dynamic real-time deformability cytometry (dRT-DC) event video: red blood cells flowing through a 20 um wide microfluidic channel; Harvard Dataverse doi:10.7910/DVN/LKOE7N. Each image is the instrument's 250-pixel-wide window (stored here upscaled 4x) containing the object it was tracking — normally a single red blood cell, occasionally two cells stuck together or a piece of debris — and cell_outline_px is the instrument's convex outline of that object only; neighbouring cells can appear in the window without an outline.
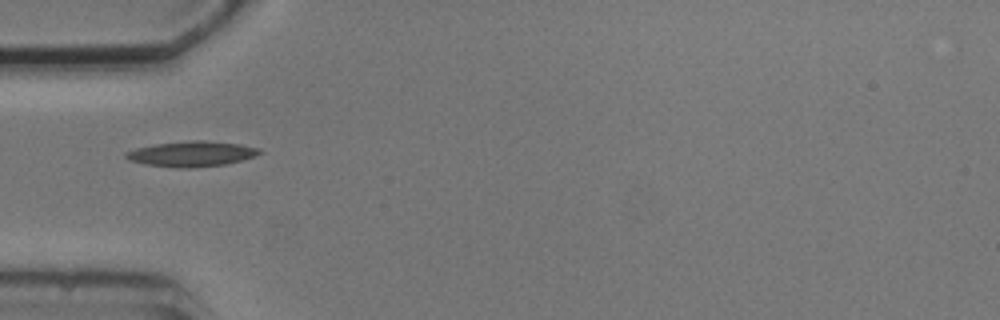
{"species": "common noctule bat (a hibernating species)", "species_latin": "Nyctalus noctula", "temperature_condition": "cold", "stored_images_in_passage": 6, "camera_frame_rate_fps": 3000, "um_per_image_px": 0.085, "animal": {"sex": "male", "body_mass_g": 20.5, "forearm_length_mm": 52.5}, "frame": {"image": 1, "passage_image": 4, "time_ms": 4.333, "image_size_px": [1000, 320], "cell_outline_px": [[264, 152], [256, 156], [224, 164], [192, 168], [176, 168], [144, 164], [128, 160], [124, 156], [124, 152], [136, 148], [156, 144], [192, 140], [204, 140], [240, 144], [260, 148]], "centroid_in_image_um": [16.28, 13.08], "position_along_channel_um": 68.7, "area_um2": 19.83}}
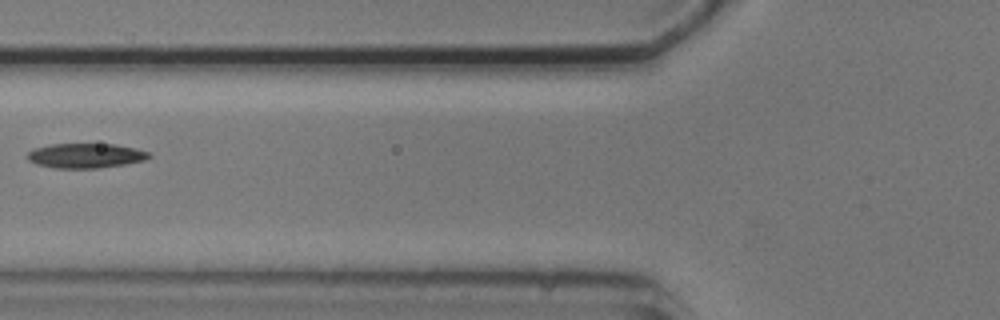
{"frame": {"image": 2, "passage_image": 5, "time_ms": 5.667, "image_size_px": [1000, 320], "cell_outline_px": [[152, 156], [144, 160], [124, 164], [100, 168], [52, 168], [36, 164], [28, 160], [28, 152], [32, 148], [48, 144], [116, 144], [136, 148], [148, 152]], "centroid_in_image_um": [7.25, 13.23], "position_along_channel_um": 118.6, "area_um2": 17.63}}
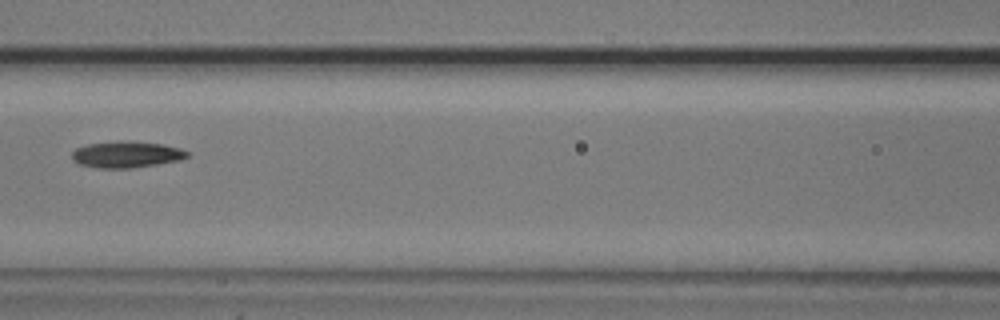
{"frame": {"image": 3, "passage_image": 6, "time_ms": 6.667, "image_size_px": [1000, 320], "cell_outline_px": [[188, 156], [180, 160], [132, 168], [96, 168], [80, 164], [72, 160], [72, 152], [76, 148], [88, 144], [164, 144], [180, 148], [188, 152]], "centroid_in_image_um": [10.74, 13.19], "position_along_channel_um": 155.9, "area_um2": 16.65}}